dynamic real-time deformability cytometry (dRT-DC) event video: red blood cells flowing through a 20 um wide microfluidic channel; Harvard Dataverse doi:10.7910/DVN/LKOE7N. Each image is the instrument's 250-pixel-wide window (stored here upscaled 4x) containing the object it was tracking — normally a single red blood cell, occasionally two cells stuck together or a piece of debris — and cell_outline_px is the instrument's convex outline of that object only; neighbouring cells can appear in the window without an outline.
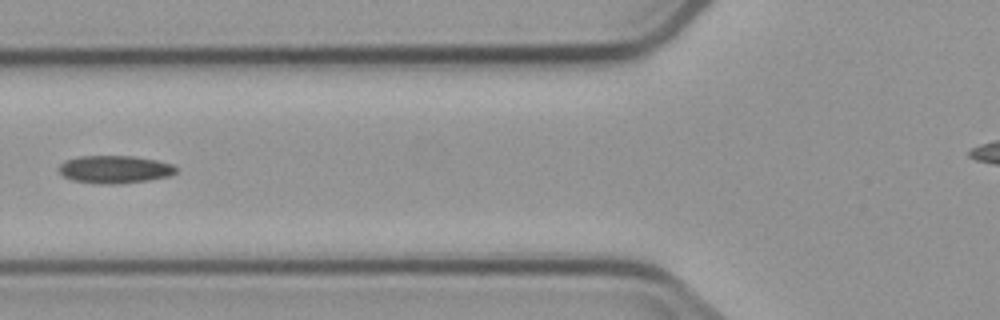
{"species": "common noctule bat (a hibernating species)", "species_latin": "Nyctalus noctula", "temperature_condition": "cold", "stored_images_in_passage": 2, "camera_frame_rate_fps": 3000, "um_per_image_px": 0.085, "animal": {"sex": "male", "body_mass_g": 23.1, "forearm_length_mm": 52.7}, "frame": {"image": 1, "passage_image": 2, "time_ms": 1.333, "image_size_px": [1000, 320], "cell_outline_px": [[176, 172], [168, 176], [148, 180], [120, 184], [100, 184], [72, 180], [64, 176], [56, 168], [64, 160], [76, 156], [132, 156], [156, 160], [172, 164], [176, 168]], "centroid_in_image_um": [9.7, 14.39], "position_along_channel_um": 116.1, "area_um2": 19.02}}